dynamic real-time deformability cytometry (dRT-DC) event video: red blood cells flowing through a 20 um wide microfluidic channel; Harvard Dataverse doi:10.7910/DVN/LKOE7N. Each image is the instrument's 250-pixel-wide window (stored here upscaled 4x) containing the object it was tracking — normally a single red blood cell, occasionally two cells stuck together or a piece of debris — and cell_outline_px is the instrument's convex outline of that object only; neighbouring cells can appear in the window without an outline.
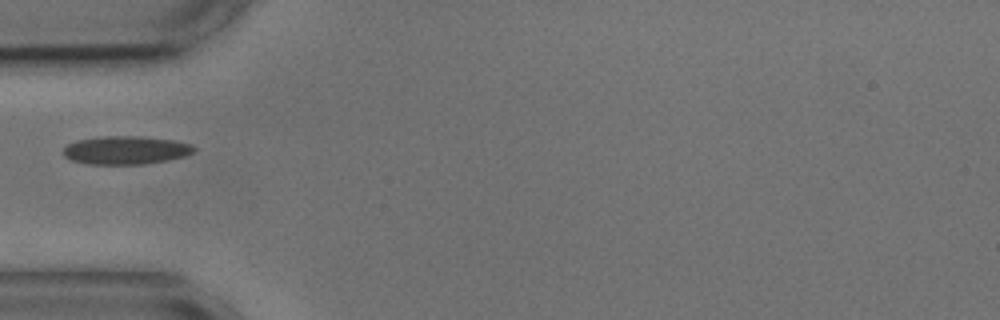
{"species": "common noctule bat (a hibernating species)", "species_latin": "Nyctalus noctula", "temperature_condition": "cold", "stored_images_in_passage": 33, "camera_frame_rate_fps": 3000, "um_per_image_px": 0.085, "animal": {"sex": "male", "body_mass_g": 17.9, "forearm_length_mm": 54.2}, "frame": {"image": 1, "passage_image": 1, "time_ms": 0.0, "image_size_px": [1000, 320], "cell_outline_px": [[196, 148], [192, 152], [184, 156], [144, 164], [88, 164], [72, 160], [64, 156], [64, 148], [68, 144], [80, 140], [104, 136], [140, 136], [172, 140], [192, 144]], "centroid_in_image_um": [10.69, 12.76], "position_along_channel_um": 74.3, "area_um2": 21.21}}
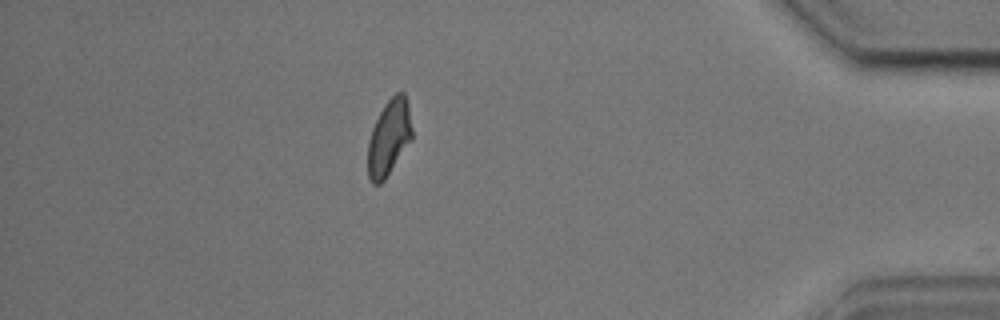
{"frame": {"image": 2, "passage_image": 32, "time_ms": 10.333, "image_size_px": [1000, 320], "cell_outline_px": [[412, 140], [384, 180], [380, 184], [372, 184], [368, 176], [368, 140], [372, 128], [384, 104], [396, 92], [404, 92], [408, 104], [412, 128]], "centroid_in_image_um": [33.07, 11.69], "position_along_channel_um": 402.1, "area_um2": 19.54}}